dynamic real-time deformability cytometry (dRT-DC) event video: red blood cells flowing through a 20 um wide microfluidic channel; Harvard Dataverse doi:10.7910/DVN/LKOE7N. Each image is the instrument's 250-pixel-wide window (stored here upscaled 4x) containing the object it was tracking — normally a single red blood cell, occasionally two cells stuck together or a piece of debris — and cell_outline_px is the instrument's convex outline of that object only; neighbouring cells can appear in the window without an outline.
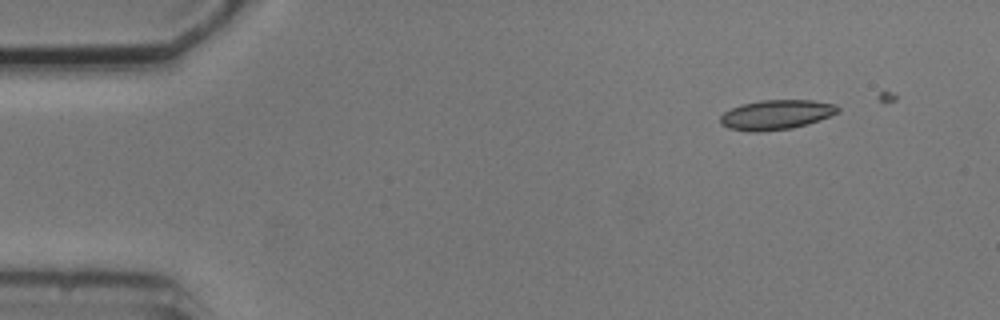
{"species": "common noctule bat (a hibernating species)", "species_latin": "Nyctalus noctula", "temperature_condition": "cold", "stored_images_in_passage": 15, "camera_frame_rate_fps": 3000, "um_per_image_px": 0.085, "animal": {"sex": "male", "body_mass_g": 20.5, "forearm_length_mm": 52.5}, "frame": {"image": 1, "passage_image": 1, "time_ms": 0.0, "image_size_px": [1000, 320], "cell_outline_px": [[840, 112], [808, 124], [792, 128], [760, 132], [748, 132], [728, 128], [720, 124], [720, 116], [724, 112], [732, 108], [744, 104], [760, 100], [812, 100], [836, 104], [840, 108]], "centroid_in_image_um": [65.98, 9.76], "position_along_channel_um": 19.0, "area_um2": 20.46}}
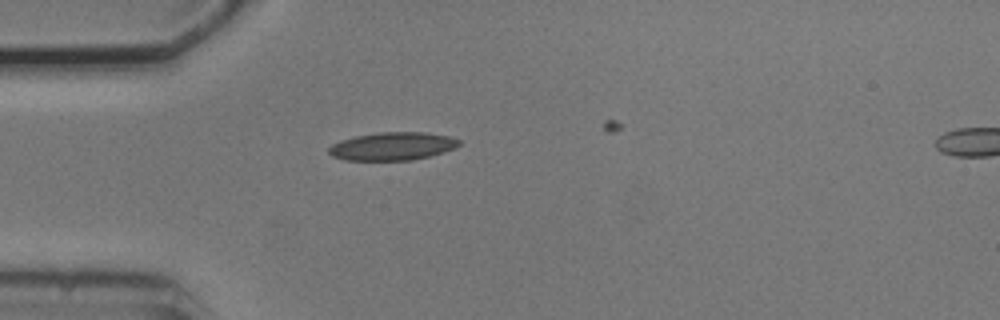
{"frame": {"image": 2, "passage_image": 10, "time_ms": 3.0, "image_size_px": [1000, 320], "cell_outline_px": [[460, 144], [444, 152], [412, 160], [344, 160], [332, 156], [328, 152], [328, 148], [332, 144], [340, 140], [356, 136], [380, 132], [424, 132], [448, 136], [460, 140]], "centroid_in_image_um": [33.32, 12.43], "position_along_channel_um": 51.7, "area_um2": 21.15}}
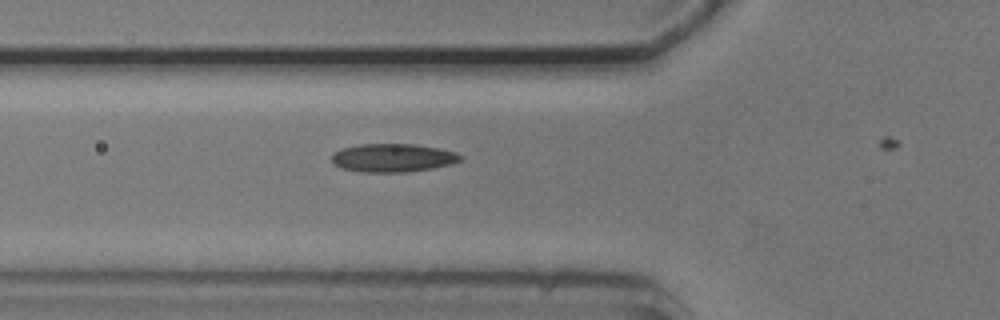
{"frame": {"image": 3, "passage_image": 14, "time_ms": 4.333, "image_size_px": [1000, 320], "cell_outline_px": [[464, 156], [460, 160], [452, 164], [432, 168], [408, 172], [360, 172], [340, 168], [332, 164], [332, 152], [340, 148], [360, 144], [416, 144], [440, 148], [456, 152]], "centroid_in_image_um": [33.37, 13.41], "position_along_channel_um": 92.4, "area_um2": 21.62}}